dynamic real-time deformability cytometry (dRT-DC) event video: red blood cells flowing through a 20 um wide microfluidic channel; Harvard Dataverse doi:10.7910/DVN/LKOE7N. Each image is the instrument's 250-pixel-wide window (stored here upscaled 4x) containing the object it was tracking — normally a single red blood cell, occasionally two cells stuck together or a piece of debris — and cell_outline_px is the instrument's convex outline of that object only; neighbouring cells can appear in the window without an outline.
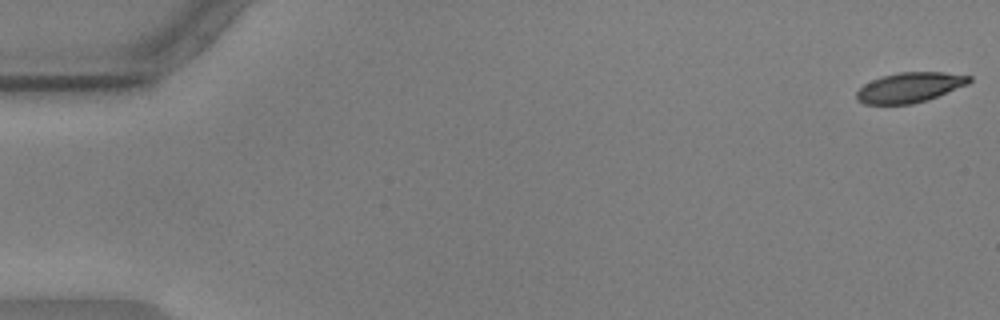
{"species": "common noctule bat (a hibernating species)", "species_latin": "Nyctalus noctula", "temperature_condition": "warm", "stored_images_in_passage": 18, "camera_frame_rate_fps": 3000, "um_per_image_px": 0.085, "animal": {"sex": "male", "body_mass_g": 17.9, "forearm_length_mm": 54.2}, "frame": {"image": 1, "passage_image": 1, "time_ms": 0.0, "image_size_px": [1000, 320], "cell_outline_px": [[972, 80], [968, 84], [928, 100], [912, 104], [864, 104], [856, 100], [856, 92], [864, 84], [880, 76], [900, 72], [944, 72], [972, 76]], "centroid_in_image_um": [77.32, 7.43], "position_along_channel_um": 7.7, "area_um2": 19.83}}
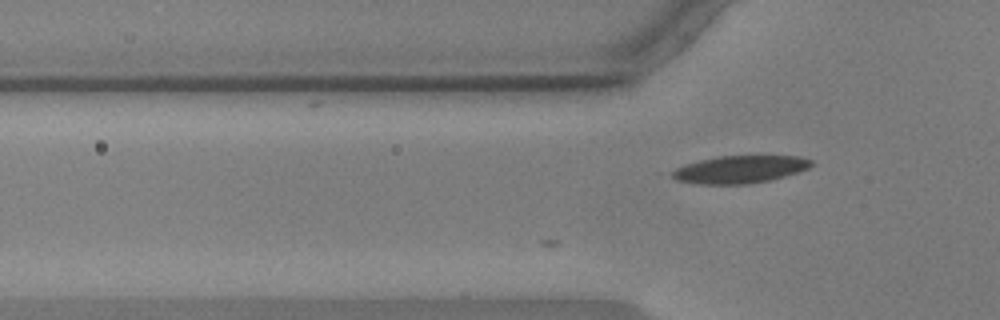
{"frame": {"image": 2, "passage_image": 18, "time_ms": 5.667, "image_size_px": [1000, 320], "cell_outline_px": [[816, 164], [808, 168], [772, 180], [748, 184], [692, 184], [676, 180], [672, 176], [672, 172], [676, 168], [684, 164], [700, 160], [720, 156], [800, 156], [812, 160]], "centroid_in_image_um": [62.9, 14.4], "position_along_channel_um": 62.9, "area_um2": 22.43}}